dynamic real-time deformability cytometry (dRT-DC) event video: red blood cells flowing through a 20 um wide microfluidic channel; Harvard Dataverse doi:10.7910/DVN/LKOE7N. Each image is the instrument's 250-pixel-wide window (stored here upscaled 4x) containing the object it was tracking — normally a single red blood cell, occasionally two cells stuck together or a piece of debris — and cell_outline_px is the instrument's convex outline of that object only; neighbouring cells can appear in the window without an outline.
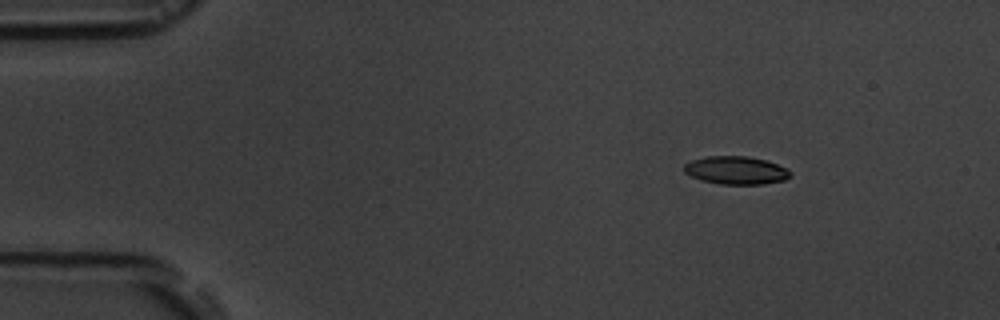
{"species": "common noctule bat (a hibernating species)", "species_latin": "Nyctalus noctula", "temperature_condition": "room temperature", "stored_images_in_passage": 9, "camera_frame_rate_fps": 3000, "um_per_image_px": 0.085, "animal": {"sex": "male", "body_mass_g": 19.5, "forearm_length_mm": 54.6}, "frame": {"image": 1, "passage_image": 2, "time_ms": 1.0, "image_size_px": [1000, 320], "cell_outline_px": [[792, 172], [784, 180], [764, 184], [720, 184], [704, 180], [692, 176], [684, 172], [684, 164], [692, 160], [708, 156], [748, 156], [764, 160], [776, 164]], "centroid_in_image_um": [62.54, 14.47], "position_along_channel_um": 22.5, "area_um2": 17.05}}
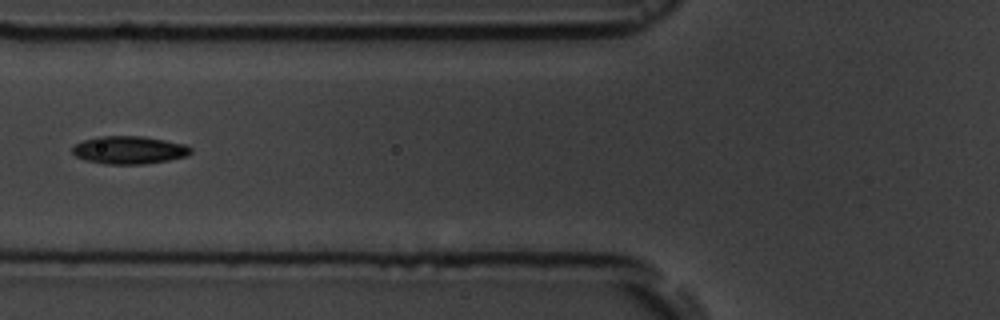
{"frame": {"image": 2, "passage_image": 6, "time_ms": 5.667, "image_size_px": [1000, 320], "cell_outline_px": [[192, 152], [188, 156], [168, 160], [144, 164], [104, 164], [84, 160], [76, 156], [72, 152], [72, 148], [76, 144], [84, 140], [96, 136], [144, 136], [188, 144], [192, 148]], "centroid_in_image_um": [11.01, 12.75], "position_along_channel_um": 114.8, "area_um2": 19.48}}
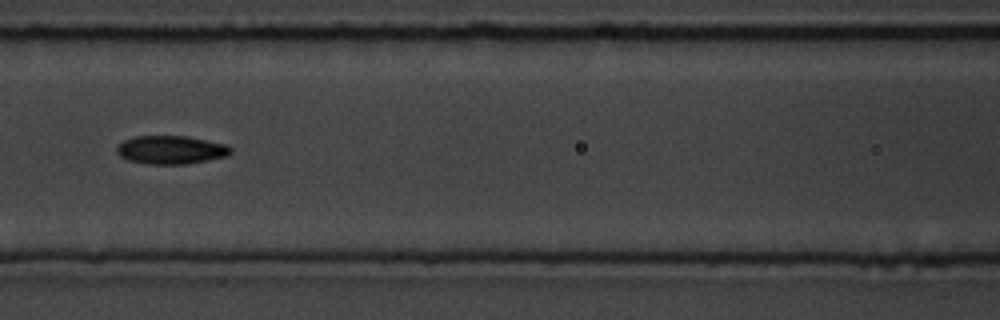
{"frame": {"image": 3, "passage_image": 7, "time_ms": 6.667, "image_size_px": [1000, 320], "cell_outline_px": [[232, 152], [228, 156], [208, 160], [184, 164], [148, 164], [128, 160], [120, 156], [116, 152], [116, 148], [124, 140], [136, 136], [184, 136], [228, 144], [232, 148]], "centroid_in_image_um": [14.55, 12.74], "position_along_channel_um": 152.0, "area_um2": 18.84}}